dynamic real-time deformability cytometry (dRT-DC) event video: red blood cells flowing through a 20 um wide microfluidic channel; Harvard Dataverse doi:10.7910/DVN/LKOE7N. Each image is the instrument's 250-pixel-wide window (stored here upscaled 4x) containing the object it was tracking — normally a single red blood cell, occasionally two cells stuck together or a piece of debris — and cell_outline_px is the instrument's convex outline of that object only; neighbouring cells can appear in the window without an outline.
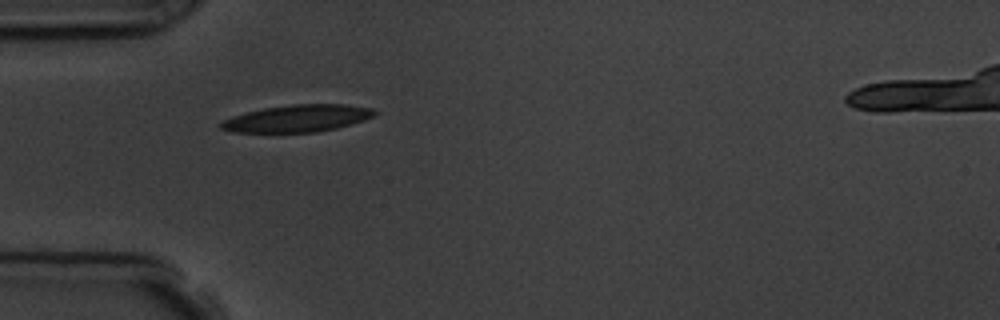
{"species": "common noctule bat (a hibernating species)", "species_latin": "Nyctalus noctula", "temperature_condition": "room temperature", "stored_images_in_passage": 2, "camera_frame_rate_fps": 3000, "um_per_image_px": 0.085, "animal": {"sex": "male", "body_mass_g": 19.5, "forearm_length_mm": 54.6}, "frame": {"image": 1, "passage_image": 1, "time_ms": 0.0, "image_size_px": [1000, 320], "cell_outline_px": [[376, 112], [372, 116], [364, 120], [352, 124], [336, 128], [316, 132], [232, 132], [220, 128], [216, 124], [232, 116], [264, 108], [292, 104], [344, 104], [372, 108]], "centroid_in_image_um": [25.25, 10.06], "position_along_channel_um": 59.7, "area_um2": 24.16}}